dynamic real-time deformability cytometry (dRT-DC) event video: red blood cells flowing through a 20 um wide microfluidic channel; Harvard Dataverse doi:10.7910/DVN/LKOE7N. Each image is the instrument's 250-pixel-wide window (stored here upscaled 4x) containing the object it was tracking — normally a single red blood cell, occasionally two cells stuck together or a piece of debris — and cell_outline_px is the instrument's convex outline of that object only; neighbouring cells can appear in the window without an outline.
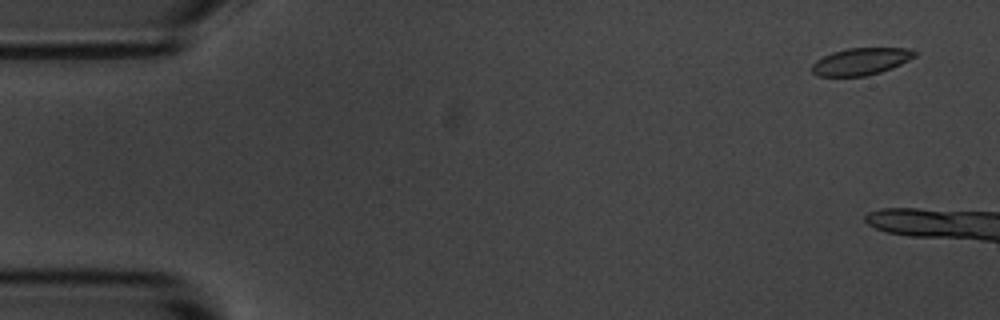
{"species": "common noctule bat (a hibernating species)", "species_latin": "Nyctalus noctula", "temperature_condition": "room temperature", "stored_images_in_passage": 16, "camera_frame_rate_fps": 3000, "um_per_image_px": 0.085, "animal": {"sex": "male", "body_mass_g": 20.1, "forearm_length_mm": 53.5}, "frame": {"image": 1, "passage_image": 3, "time_ms": 0.667, "image_size_px": [1000, 320], "cell_outline_px": [[920, 52], [916, 56], [892, 68], [880, 72], [864, 76], [820, 76], [812, 72], [812, 64], [816, 60], [832, 52], [848, 48], [912, 48]], "centroid_in_image_um": [73.22, 5.21], "position_along_channel_um": 11.8, "area_um2": 16.24}}